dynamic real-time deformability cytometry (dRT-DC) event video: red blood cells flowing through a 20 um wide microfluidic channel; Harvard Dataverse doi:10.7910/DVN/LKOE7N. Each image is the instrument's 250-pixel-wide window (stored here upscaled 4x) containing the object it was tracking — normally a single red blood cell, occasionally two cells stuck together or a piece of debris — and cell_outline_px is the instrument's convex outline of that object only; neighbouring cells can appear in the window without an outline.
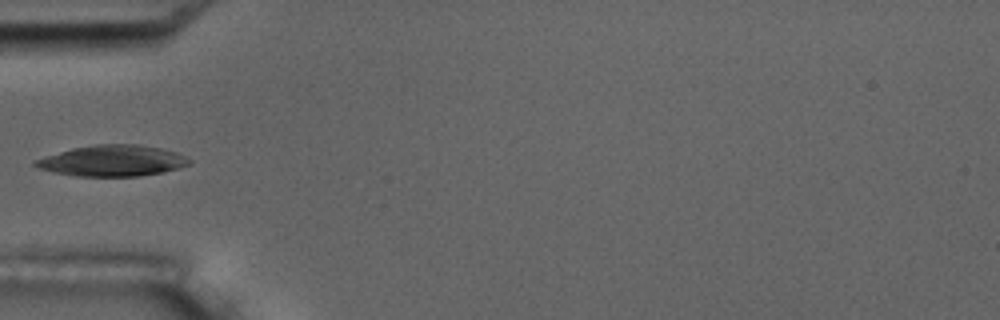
{"species": "common noctule bat (a hibernating species)", "species_latin": "Nyctalus noctula", "temperature_condition": "room temperature", "stored_images_in_passage": 10, "camera_frame_rate_fps": 3000, "um_per_image_px": 0.085, "animal": {"sex": "male", "body_mass_g": 17.5, "forearm_length_mm": 52.3}, "frame": {"image": 1, "passage_image": 6, "time_ms": 6.0, "image_size_px": [1000, 320], "cell_outline_px": [[192, 164], [180, 168], [164, 172], [140, 176], [76, 176], [36, 168], [32, 164], [36, 160], [44, 156], [72, 148], [96, 144], [140, 144], [160, 148], [176, 152], [192, 160]], "centroid_in_image_um": [9.59, 13.66], "position_along_channel_um": 75.4, "area_um2": 27.98}}
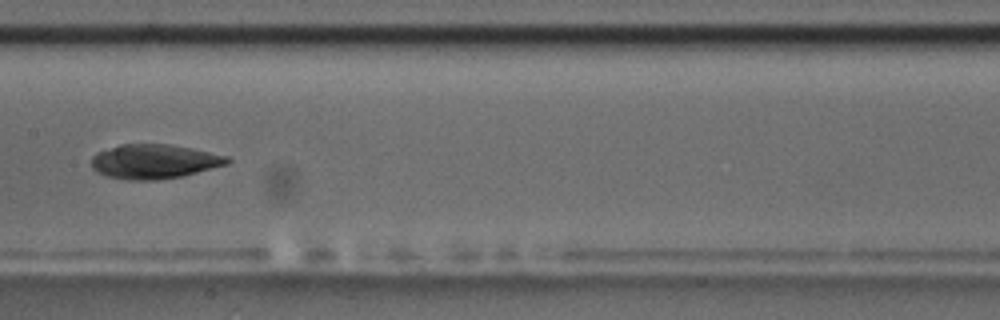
{"frame": {"image": 2, "passage_image": 9, "time_ms": 9.333, "image_size_px": [1000, 320], "cell_outline_px": [[232, 160], [228, 164], [184, 176], [156, 180], [128, 180], [108, 176], [96, 172], [92, 168], [92, 156], [96, 152], [120, 144], [168, 144], [192, 148], [228, 156]], "centroid_in_image_um": [13.12, 13.73], "position_along_channel_um": 194.3, "area_um2": 27.4}}
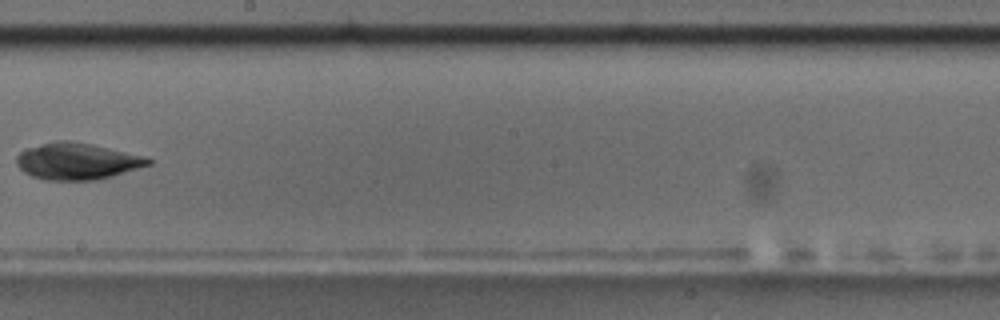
{"frame": {"image": 3, "passage_image": 10, "time_ms": 10.667, "image_size_px": [1000, 320], "cell_outline_px": [[152, 164], [112, 176], [96, 180], [44, 180], [32, 176], [24, 172], [16, 164], [16, 156], [20, 152], [28, 148], [56, 140], [68, 140], [92, 144], [140, 156], [152, 160]], "centroid_in_image_um": [6.5, 13.71], "position_along_channel_um": 241.7, "area_um2": 27.8}}